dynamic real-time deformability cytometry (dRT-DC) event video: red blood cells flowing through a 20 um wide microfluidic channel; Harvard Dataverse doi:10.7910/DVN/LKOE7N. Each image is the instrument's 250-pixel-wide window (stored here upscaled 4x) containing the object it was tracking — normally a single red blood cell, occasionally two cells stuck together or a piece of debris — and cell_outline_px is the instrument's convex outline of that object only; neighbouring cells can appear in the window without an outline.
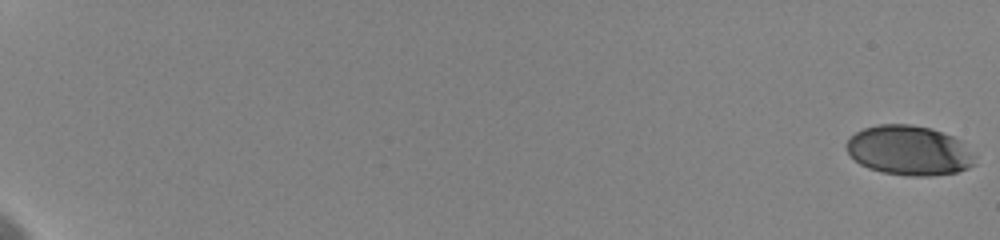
{"species": "human", "species_latin": "Homo sapiens", "temperature_condition": "cold", "stored_images_in_passage": 13, "camera_frame_rate_fps": 3000, "um_per_image_px": 0.085, "donor": {"sex": "female"}, "frame": {"image": 1, "passage_image": 1, "time_ms": 0.0, "image_size_px": [1000, 240], "cell_outline_px": [[976, 156], [972, 164], [968, 168], [956, 172], [932, 176], [908, 176], [884, 172], [868, 168], [860, 164], [848, 152], [844, 144], [856, 132], [864, 128], [880, 124], [908, 124], [928, 128], [952, 136], [960, 140], [976, 152]], "centroid_in_image_um": [77.3, 12.79], "position_along_channel_um": 7.7, "area_um2": 37.17}}
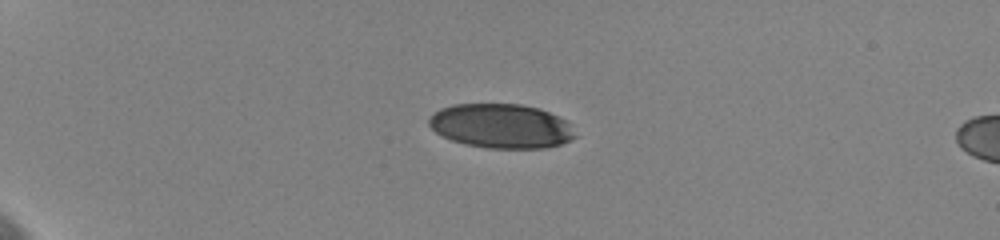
{"frame": {"image": 2, "passage_image": 10, "time_ms": 5.667, "image_size_px": [1000, 240], "cell_outline_px": [[576, 136], [560, 144], [548, 148], [488, 148], [464, 144], [452, 140], [436, 132], [428, 124], [428, 120], [440, 108], [452, 104], [520, 104], [540, 108], [568, 120]], "centroid_in_image_um": [42.62, 10.7], "position_along_channel_um": 42.4, "area_um2": 37.8}}